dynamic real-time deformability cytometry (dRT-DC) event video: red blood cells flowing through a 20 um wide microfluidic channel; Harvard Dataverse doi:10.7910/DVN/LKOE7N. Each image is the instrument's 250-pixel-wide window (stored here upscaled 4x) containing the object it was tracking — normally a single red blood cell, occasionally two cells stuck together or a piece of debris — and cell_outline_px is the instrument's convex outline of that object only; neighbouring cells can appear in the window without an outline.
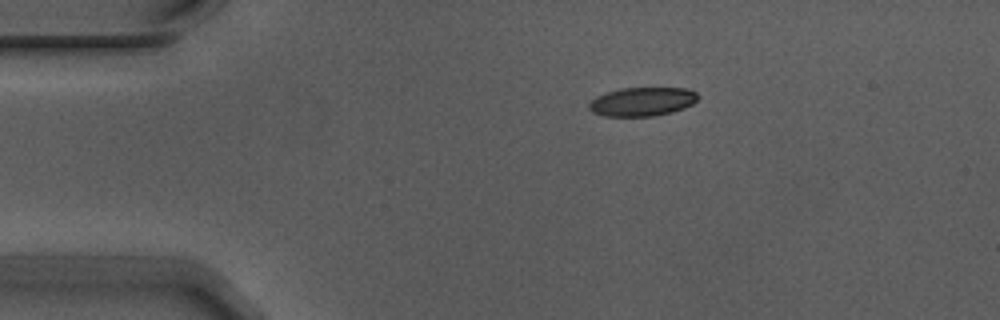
{"species": "Egyptian fruit bat (a non-hibernating species)", "species_latin": "Rousettus aegyptiacus", "temperature_condition": "warm", "stored_images_in_passage": 46, "camera_frame_rate_fps": 3000, "um_per_image_px": 0.085, "animal": {"sex": "male"}, "frame": {"image": 1, "passage_image": 1, "time_ms": 0.0, "image_size_px": [1000, 320], "cell_outline_px": [[700, 96], [692, 104], [684, 108], [672, 112], [652, 116], [604, 116], [592, 112], [588, 108], [588, 104], [596, 96], [620, 88], [688, 88], [696, 92]], "centroid_in_image_um": [54.59, 8.64], "position_along_channel_um": 30.4, "area_um2": 18.32}}
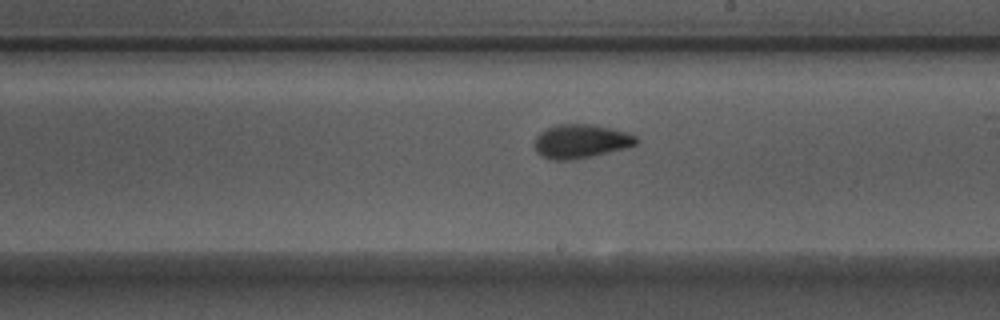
{"frame": {"image": 2, "passage_image": 22, "time_ms": 7.0, "image_size_px": [1000, 320], "cell_outline_px": [[640, 140], [636, 144], [628, 148], [592, 156], [572, 160], [556, 160], [540, 156], [536, 152], [532, 144], [536, 136], [540, 132], [556, 124], [592, 124], [628, 132], [636, 136]], "centroid_in_image_um": [49.37, 12.01], "position_along_channel_um": 239.6, "area_um2": 20.4}}
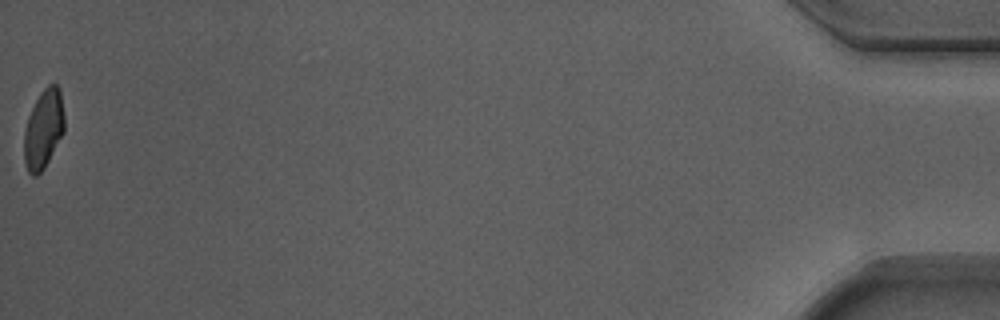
{"frame": {"image": 3, "passage_image": 46, "time_ms": 15.0, "image_size_px": [1000, 320], "cell_outline_px": [[64, 132], [44, 168], [36, 176], [32, 176], [28, 172], [24, 160], [24, 132], [28, 116], [40, 92], [48, 84], [56, 84], [60, 88], [64, 116]], "centroid_in_image_um": [3.7, 10.96], "position_along_channel_um": 431.5, "area_um2": 18.55}, "authors_computed_cell_mechanics": {"area_um2": 19.3919, "velocity_mm_per_s": 3.7223, "shape_relaxation_time_tau1_ms": 4.6819, "shape_relaxation_time_tau2_ms": 1.5322, "deformation_change_tau1": 0.1499, "deformation_change_tau2": 0.0637}}